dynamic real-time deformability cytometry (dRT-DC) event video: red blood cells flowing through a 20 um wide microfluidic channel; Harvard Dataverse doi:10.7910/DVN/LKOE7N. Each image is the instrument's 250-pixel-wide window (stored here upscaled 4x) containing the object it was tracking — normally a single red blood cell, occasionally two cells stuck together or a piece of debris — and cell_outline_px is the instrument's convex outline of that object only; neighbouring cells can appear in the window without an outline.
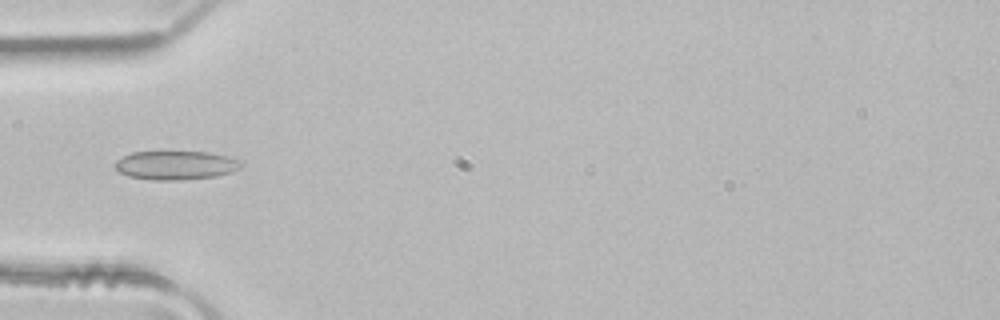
{"species": "common noctule bat (a hibernating species)", "species_latin": "Nyctalus noctula", "temperature_condition": "room temperature", "stored_images_in_passage": 3, "camera_frame_rate_fps": 3000, "um_per_image_px": 0.085, "animal": {"sex": "male", "body_mass_g": 21.5, "forearm_length_mm": 52.0}, "frame": {"image": 1, "passage_image": 3, "time_ms": 0.667, "image_size_px": [1000, 320], "cell_outline_px": [[240, 168], [232, 172], [216, 176], [180, 180], [152, 180], [128, 176], [120, 172], [112, 164], [116, 160], [132, 152], [208, 152], [240, 160]], "centroid_in_image_um": [14.9, 14.05], "position_along_channel_um": 70.1, "area_um2": 21.04}}